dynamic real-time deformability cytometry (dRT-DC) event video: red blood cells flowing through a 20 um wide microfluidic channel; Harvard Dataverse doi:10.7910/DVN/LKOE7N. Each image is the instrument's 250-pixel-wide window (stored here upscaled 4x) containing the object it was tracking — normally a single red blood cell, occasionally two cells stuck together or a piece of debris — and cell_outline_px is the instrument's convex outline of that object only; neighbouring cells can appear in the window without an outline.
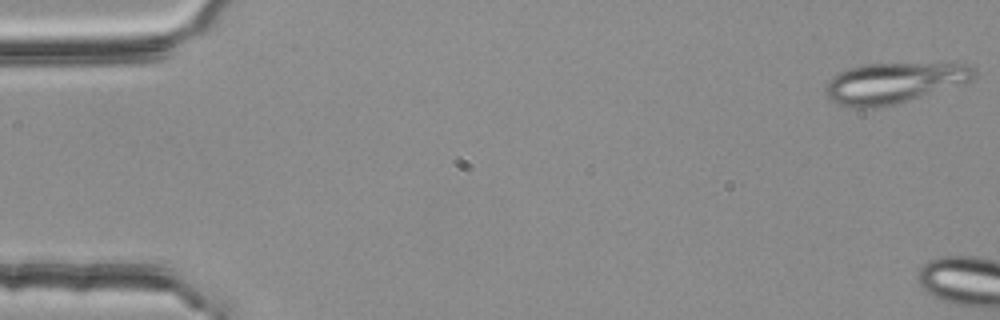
{"species": "common noctule bat (a hibernating species)", "species_latin": "Nyctalus noctula", "temperature_condition": "room temperature", "stored_images_in_passage": 4, "camera_frame_rate_fps": 3000, "um_per_image_px": 0.085, "animal": {"sex": "female", "body_mass_g": 25.1}, "frame": {"image": 1, "passage_image": 1, "time_ms": 0.0, "image_size_px": [1000, 320], "cell_outline_px": [[976, 76], [972, 80], [908, 100], [892, 104], [872, 108], [852, 108], [836, 104], [828, 100], [824, 92], [824, 88], [828, 80], [832, 76], [840, 72], [864, 64], [968, 64], [976, 72]], "centroid_in_image_um": [75.88, 7.06], "position_along_channel_um": 9.1, "area_um2": 34.74}}